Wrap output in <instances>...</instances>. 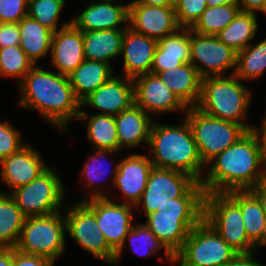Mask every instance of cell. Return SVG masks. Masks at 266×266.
<instances>
[{
    "label": "cell",
    "instance_id": "1",
    "mask_svg": "<svg viewBox=\"0 0 266 266\" xmlns=\"http://www.w3.org/2000/svg\"><path fill=\"white\" fill-rule=\"evenodd\" d=\"M205 167L208 172L200 181L205 193L250 190L265 181L266 152L258 132L248 131Z\"/></svg>",
    "mask_w": 266,
    "mask_h": 266
},
{
    "label": "cell",
    "instance_id": "2",
    "mask_svg": "<svg viewBox=\"0 0 266 266\" xmlns=\"http://www.w3.org/2000/svg\"><path fill=\"white\" fill-rule=\"evenodd\" d=\"M17 106L39 112L49 124L66 131L78 118L81 102L75 96L69 77L34 66L18 84Z\"/></svg>",
    "mask_w": 266,
    "mask_h": 266
},
{
    "label": "cell",
    "instance_id": "3",
    "mask_svg": "<svg viewBox=\"0 0 266 266\" xmlns=\"http://www.w3.org/2000/svg\"><path fill=\"white\" fill-rule=\"evenodd\" d=\"M149 153L156 168L184 172L198 182L204 177L206 169L201 161L191 127L184 117L178 125L160 124L154 120L149 137Z\"/></svg>",
    "mask_w": 266,
    "mask_h": 266
},
{
    "label": "cell",
    "instance_id": "4",
    "mask_svg": "<svg viewBox=\"0 0 266 266\" xmlns=\"http://www.w3.org/2000/svg\"><path fill=\"white\" fill-rule=\"evenodd\" d=\"M240 80L235 74L203 78L200 99L195 107L209 116L240 124L247 131L255 129L256 126L244 123L252 90Z\"/></svg>",
    "mask_w": 266,
    "mask_h": 266
},
{
    "label": "cell",
    "instance_id": "5",
    "mask_svg": "<svg viewBox=\"0 0 266 266\" xmlns=\"http://www.w3.org/2000/svg\"><path fill=\"white\" fill-rule=\"evenodd\" d=\"M146 218L145 225L175 256L182 249L191 229L204 219V197L170 199L166 210L155 211Z\"/></svg>",
    "mask_w": 266,
    "mask_h": 266
},
{
    "label": "cell",
    "instance_id": "6",
    "mask_svg": "<svg viewBox=\"0 0 266 266\" xmlns=\"http://www.w3.org/2000/svg\"><path fill=\"white\" fill-rule=\"evenodd\" d=\"M179 197H205V192L200 182L189 174L153 167L146 189L134 207L137 211L143 207L142 212L147 216L155 211L163 212L170 199Z\"/></svg>",
    "mask_w": 266,
    "mask_h": 266
},
{
    "label": "cell",
    "instance_id": "7",
    "mask_svg": "<svg viewBox=\"0 0 266 266\" xmlns=\"http://www.w3.org/2000/svg\"><path fill=\"white\" fill-rule=\"evenodd\" d=\"M184 117L191 127L199 157L205 166L248 132L240 124L209 116L195 106L188 107Z\"/></svg>",
    "mask_w": 266,
    "mask_h": 266
},
{
    "label": "cell",
    "instance_id": "8",
    "mask_svg": "<svg viewBox=\"0 0 266 266\" xmlns=\"http://www.w3.org/2000/svg\"><path fill=\"white\" fill-rule=\"evenodd\" d=\"M65 233V215L61 211L27 217L15 248L23 253L47 257L55 263L65 251Z\"/></svg>",
    "mask_w": 266,
    "mask_h": 266
},
{
    "label": "cell",
    "instance_id": "9",
    "mask_svg": "<svg viewBox=\"0 0 266 266\" xmlns=\"http://www.w3.org/2000/svg\"><path fill=\"white\" fill-rule=\"evenodd\" d=\"M204 220L238 253L256 252L247 238L240 207L226 193H205Z\"/></svg>",
    "mask_w": 266,
    "mask_h": 266
},
{
    "label": "cell",
    "instance_id": "10",
    "mask_svg": "<svg viewBox=\"0 0 266 266\" xmlns=\"http://www.w3.org/2000/svg\"><path fill=\"white\" fill-rule=\"evenodd\" d=\"M57 172L48 166L30 183L9 193L26 217L46 216L61 211L66 190Z\"/></svg>",
    "mask_w": 266,
    "mask_h": 266
},
{
    "label": "cell",
    "instance_id": "11",
    "mask_svg": "<svg viewBox=\"0 0 266 266\" xmlns=\"http://www.w3.org/2000/svg\"><path fill=\"white\" fill-rule=\"evenodd\" d=\"M237 253L203 219L174 256V266H225Z\"/></svg>",
    "mask_w": 266,
    "mask_h": 266
},
{
    "label": "cell",
    "instance_id": "12",
    "mask_svg": "<svg viewBox=\"0 0 266 266\" xmlns=\"http://www.w3.org/2000/svg\"><path fill=\"white\" fill-rule=\"evenodd\" d=\"M67 207H63L67 211L64 213L66 233L92 256L114 264L116 252L108 245L99 229L95 213L83 201L71 202Z\"/></svg>",
    "mask_w": 266,
    "mask_h": 266
},
{
    "label": "cell",
    "instance_id": "13",
    "mask_svg": "<svg viewBox=\"0 0 266 266\" xmlns=\"http://www.w3.org/2000/svg\"><path fill=\"white\" fill-rule=\"evenodd\" d=\"M191 60L200 77L224 75L237 67V52L222 43L217 36L201 35L190 28ZM225 71V72H224Z\"/></svg>",
    "mask_w": 266,
    "mask_h": 266
},
{
    "label": "cell",
    "instance_id": "14",
    "mask_svg": "<svg viewBox=\"0 0 266 266\" xmlns=\"http://www.w3.org/2000/svg\"><path fill=\"white\" fill-rule=\"evenodd\" d=\"M94 213L97 225L108 245L117 252L125 243L133 227L134 205L116 203L109 198H93L83 201Z\"/></svg>",
    "mask_w": 266,
    "mask_h": 266
},
{
    "label": "cell",
    "instance_id": "15",
    "mask_svg": "<svg viewBox=\"0 0 266 266\" xmlns=\"http://www.w3.org/2000/svg\"><path fill=\"white\" fill-rule=\"evenodd\" d=\"M134 104L146 113H186L187 106L155 74L148 73L133 79Z\"/></svg>",
    "mask_w": 266,
    "mask_h": 266
},
{
    "label": "cell",
    "instance_id": "16",
    "mask_svg": "<svg viewBox=\"0 0 266 266\" xmlns=\"http://www.w3.org/2000/svg\"><path fill=\"white\" fill-rule=\"evenodd\" d=\"M134 104L133 79L121 74H114L81 102L83 106H91L101 110L100 114L116 116L120 112L129 109Z\"/></svg>",
    "mask_w": 266,
    "mask_h": 266
},
{
    "label": "cell",
    "instance_id": "17",
    "mask_svg": "<svg viewBox=\"0 0 266 266\" xmlns=\"http://www.w3.org/2000/svg\"><path fill=\"white\" fill-rule=\"evenodd\" d=\"M128 26L134 31L156 39L175 33L177 23L174 6H147L135 4L129 10Z\"/></svg>",
    "mask_w": 266,
    "mask_h": 266
},
{
    "label": "cell",
    "instance_id": "18",
    "mask_svg": "<svg viewBox=\"0 0 266 266\" xmlns=\"http://www.w3.org/2000/svg\"><path fill=\"white\" fill-rule=\"evenodd\" d=\"M150 158L145 154H130L118 163V172L113 187L122 192L121 203L136 205L146 189L153 168Z\"/></svg>",
    "mask_w": 266,
    "mask_h": 266
},
{
    "label": "cell",
    "instance_id": "19",
    "mask_svg": "<svg viewBox=\"0 0 266 266\" xmlns=\"http://www.w3.org/2000/svg\"><path fill=\"white\" fill-rule=\"evenodd\" d=\"M50 52L56 72L68 76L85 60L83 32L72 21L64 22L53 33Z\"/></svg>",
    "mask_w": 266,
    "mask_h": 266
},
{
    "label": "cell",
    "instance_id": "20",
    "mask_svg": "<svg viewBox=\"0 0 266 266\" xmlns=\"http://www.w3.org/2000/svg\"><path fill=\"white\" fill-rule=\"evenodd\" d=\"M38 150L26 144L16 153L0 162V176L2 181L12 189L24 186L37 178L48 164H45Z\"/></svg>",
    "mask_w": 266,
    "mask_h": 266
},
{
    "label": "cell",
    "instance_id": "21",
    "mask_svg": "<svg viewBox=\"0 0 266 266\" xmlns=\"http://www.w3.org/2000/svg\"><path fill=\"white\" fill-rule=\"evenodd\" d=\"M158 41L131 29H125L122 40L121 56H123L125 77L134 79L151 72L153 57Z\"/></svg>",
    "mask_w": 266,
    "mask_h": 266
},
{
    "label": "cell",
    "instance_id": "22",
    "mask_svg": "<svg viewBox=\"0 0 266 266\" xmlns=\"http://www.w3.org/2000/svg\"><path fill=\"white\" fill-rule=\"evenodd\" d=\"M114 4L103 0H95L71 20L72 24L82 32L126 29L129 11L122 5ZM121 24H124L125 27Z\"/></svg>",
    "mask_w": 266,
    "mask_h": 266
},
{
    "label": "cell",
    "instance_id": "23",
    "mask_svg": "<svg viewBox=\"0 0 266 266\" xmlns=\"http://www.w3.org/2000/svg\"><path fill=\"white\" fill-rule=\"evenodd\" d=\"M190 28H179L175 33L158 40L153 57L152 74L172 70L184 63H190Z\"/></svg>",
    "mask_w": 266,
    "mask_h": 266
},
{
    "label": "cell",
    "instance_id": "24",
    "mask_svg": "<svg viewBox=\"0 0 266 266\" xmlns=\"http://www.w3.org/2000/svg\"><path fill=\"white\" fill-rule=\"evenodd\" d=\"M119 152L123 148H133L149 143L150 131L155 118L133 104L129 109L114 116Z\"/></svg>",
    "mask_w": 266,
    "mask_h": 266
},
{
    "label": "cell",
    "instance_id": "25",
    "mask_svg": "<svg viewBox=\"0 0 266 266\" xmlns=\"http://www.w3.org/2000/svg\"><path fill=\"white\" fill-rule=\"evenodd\" d=\"M241 209L248 240L255 246L266 245V217L257 197L250 190L226 193Z\"/></svg>",
    "mask_w": 266,
    "mask_h": 266
},
{
    "label": "cell",
    "instance_id": "26",
    "mask_svg": "<svg viewBox=\"0 0 266 266\" xmlns=\"http://www.w3.org/2000/svg\"><path fill=\"white\" fill-rule=\"evenodd\" d=\"M156 75L187 107H194L198 104L202 78L191 63H184L177 68L159 72Z\"/></svg>",
    "mask_w": 266,
    "mask_h": 266
},
{
    "label": "cell",
    "instance_id": "27",
    "mask_svg": "<svg viewBox=\"0 0 266 266\" xmlns=\"http://www.w3.org/2000/svg\"><path fill=\"white\" fill-rule=\"evenodd\" d=\"M111 64L95 60H84L68 75L77 99L82 102L113 76Z\"/></svg>",
    "mask_w": 266,
    "mask_h": 266
},
{
    "label": "cell",
    "instance_id": "28",
    "mask_svg": "<svg viewBox=\"0 0 266 266\" xmlns=\"http://www.w3.org/2000/svg\"><path fill=\"white\" fill-rule=\"evenodd\" d=\"M125 29L83 32L84 58L111 64L121 54Z\"/></svg>",
    "mask_w": 266,
    "mask_h": 266
},
{
    "label": "cell",
    "instance_id": "29",
    "mask_svg": "<svg viewBox=\"0 0 266 266\" xmlns=\"http://www.w3.org/2000/svg\"><path fill=\"white\" fill-rule=\"evenodd\" d=\"M20 48L36 65L51 50L53 31L25 16L19 21Z\"/></svg>",
    "mask_w": 266,
    "mask_h": 266
},
{
    "label": "cell",
    "instance_id": "30",
    "mask_svg": "<svg viewBox=\"0 0 266 266\" xmlns=\"http://www.w3.org/2000/svg\"><path fill=\"white\" fill-rule=\"evenodd\" d=\"M119 151H112V150H104V149H95V152L90 155L91 157L88 159V161H86V163L84 164V167H82V171L80 178L84 177V188H89L90 189V195L87 192V197L83 200H80V202L82 201H86L89 199H93V198H109V195L107 194V191L100 189L99 182L105 181V179L103 180V178L107 176H109V178H111V182L110 184L113 186L114 184V180H115V176L118 172V164L114 165V169L110 170L112 172H109V170L106 168V165L104 166V162H103V158L105 160L109 159L112 155L111 154H117ZM108 156V157H107ZM110 156V157H109ZM106 168L105 170L103 169ZM112 175V176H110ZM98 181V182H97ZM97 182V183H96ZM98 184V186H97Z\"/></svg>",
    "mask_w": 266,
    "mask_h": 266
},
{
    "label": "cell",
    "instance_id": "31",
    "mask_svg": "<svg viewBox=\"0 0 266 266\" xmlns=\"http://www.w3.org/2000/svg\"><path fill=\"white\" fill-rule=\"evenodd\" d=\"M26 216L13 197L0 191V248H15Z\"/></svg>",
    "mask_w": 266,
    "mask_h": 266
},
{
    "label": "cell",
    "instance_id": "32",
    "mask_svg": "<svg viewBox=\"0 0 266 266\" xmlns=\"http://www.w3.org/2000/svg\"><path fill=\"white\" fill-rule=\"evenodd\" d=\"M256 13L239 11L233 21L216 36L237 53L247 48L255 39L258 30Z\"/></svg>",
    "mask_w": 266,
    "mask_h": 266
},
{
    "label": "cell",
    "instance_id": "33",
    "mask_svg": "<svg viewBox=\"0 0 266 266\" xmlns=\"http://www.w3.org/2000/svg\"><path fill=\"white\" fill-rule=\"evenodd\" d=\"M88 141L92 143L94 149H104L119 151L117 129L114 116L106 114L90 115L80 111L77 120H87Z\"/></svg>",
    "mask_w": 266,
    "mask_h": 266
},
{
    "label": "cell",
    "instance_id": "34",
    "mask_svg": "<svg viewBox=\"0 0 266 266\" xmlns=\"http://www.w3.org/2000/svg\"><path fill=\"white\" fill-rule=\"evenodd\" d=\"M129 240L130 247L134 249V252L140 256H151L158 253L160 250H164L166 259L174 266V256L165 248V246L156 238L154 233L145 224H133L132 229L125 238L124 245L116 252L113 265H120V258L126 245V241Z\"/></svg>",
    "mask_w": 266,
    "mask_h": 266
},
{
    "label": "cell",
    "instance_id": "35",
    "mask_svg": "<svg viewBox=\"0 0 266 266\" xmlns=\"http://www.w3.org/2000/svg\"><path fill=\"white\" fill-rule=\"evenodd\" d=\"M266 69V39L259 43L252 42L247 48L237 53L235 75L241 81L259 79Z\"/></svg>",
    "mask_w": 266,
    "mask_h": 266
},
{
    "label": "cell",
    "instance_id": "36",
    "mask_svg": "<svg viewBox=\"0 0 266 266\" xmlns=\"http://www.w3.org/2000/svg\"><path fill=\"white\" fill-rule=\"evenodd\" d=\"M239 11L237 3L207 7L191 30L201 35L216 36L233 21Z\"/></svg>",
    "mask_w": 266,
    "mask_h": 266
},
{
    "label": "cell",
    "instance_id": "37",
    "mask_svg": "<svg viewBox=\"0 0 266 266\" xmlns=\"http://www.w3.org/2000/svg\"><path fill=\"white\" fill-rule=\"evenodd\" d=\"M34 66L20 45L0 49V76L16 77L19 84Z\"/></svg>",
    "mask_w": 266,
    "mask_h": 266
},
{
    "label": "cell",
    "instance_id": "38",
    "mask_svg": "<svg viewBox=\"0 0 266 266\" xmlns=\"http://www.w3.org/2000/svg\"><path fill=\"white\" fill-rule=\"evenodd\" d=\"M64 6L65 0H28L27 16L56 32Z\"/></svg>",
    "mask_w": 266,
    "mask_h": 266
},
{
    "label": "cell",
    "instance_id": "39",
    "mask_svg": "<svg viewBox=\"0 0 266 266\" xmlns=\"http://www.w3.org/2000/svg\"><path fill=\"white\" fill-rule=\"evenodd\" d=\"M207 0H180L175 15L180 28H192L207 8Z\"/></svg>",
    "mask_w": 266,
    "mask_h": 266
},
{
    "label": "cell",
    "instance_id": "40",
    "mask_svg": "<svg viewBox=\"0 0 266 266\" xmlns=\"http://www.w3.org/2000/svg\"><path fill=\"white\" fill-rule=\"evenodd\" d=\"M21 136V131L9 121L0 122V162L26 145Z\"/></svg>",
    "mask_w": 266,
    "mask_h": 266
},
{
    "label": "cell",
    "instance_id": "41",
    "mask_svg": "<svg viewBox=\"0 0 266 266\" xmlns=\"http://www.w3.org/2000/svg\"><path fill=\"white\" fill-rule=\"evenodd\" d=\"M28 0H0V23H19L27 16Z\"/></svg>",
    "mask_w": 266,
    "mask_h": 266
},
{
    "label": "cell",
    "instance_id": "42",
    "mask_svg": "<svg viewBox=\"0 0 266 266\" xmlns=\"http://www.w3.org/2000/svg\"><path fill=\"white\" fill-rule=\"evenodd\" d=\"M20 45L18 23H0V49Z\"/></svg>",
    "mask_w": 266,
    "mask_h": 266
},
{
    "label": "cell",
    "instance_id": "43",
    "mask_svg": "<svg viewBox=\"0 0 266 266\" xmlns=\"http://www.w3.org/2000/svg\"><path fill=\"white\" fill-rule=\"evenodd\" d=\"M13 266H54V262L47 257L23 253L13 248Z\"/></svg>",
    "mask_w": 266,
    "mask_h": 266
},
{
    "label": "cell",
    "instance_id": "44",
    "mask_svg": "<svg viewBox=\"0 0 266 266\" xmlns=\"http://www.w3.org/2000/svg\"><path fill=\"white\" fill-rule=\"evenodd\" d=\"M254 257V252L237 253L225 266H265Z\"/></svg>",
    "mask_w": 266,
    "mask_h": 266
},
{
    "label": "cell",
    "instance_id": "45",
    "mask_svg": "<svg viewBox=\"0 0 266 266\" xmlns=\"http://www.w3.org/2000/svg\"><path fill=\"white\" fill-rule=\"evenodd\" d=\"M237 4L240 11L257 13L262 11L264 0H237Z\"/></svg>",
    "mask_w": 266,
    "mask_h": 266
},
{
    "label": "cell",
    "instance_id": "46",
    "mask_svg": "<svg viewBox=\"0 0 266 266\" xmlns=\"http://www.w3.org/2000/svg\"><path fill=\"white\" fill-rule=\"evenodd\" d=\"M250 191L257 197L266 217V180L250 189Z\"/></svg>",
    "mask_w": 266,
    "mask_h": 266
},
{
    "label": "cell",
    "instance_id": "47",
    "mask_svg": "<svg viewBox=\"0 0 266 266\" xmlns=\"http://www.w3.org/2000/svg\"><path fill=\"white\" fill-rule=\"evenodd\" d=\"M0 266H13V248H0Z\"/></svg>",
    "mask_w": 266,
    "mask_h": 266
},
{
    "label": "cell",
    "instance_id": "48",
    "mask_svg": "<svg viewBox=\"0 0 266 266\" xmlns=\"http://www.w3.org/2000/svg\"><path fill=\"white\" fill-rule=\"evenodd\" d=\"M264 118V119H263ZM262 118V125H261V129L258 128V126L255 127V130L258 132L262 145L264 146L265 152H266V114L265 116Z\"/></svg>",
    "mask_w": 266,
    "mask_h": 266
},
{
    "label": "cell",
    "instance_id": "49",
    "mask_svg": "<svg viewBox=\"0 0 266 266\" xmlns=\"http://www.w3.org/2000/svg\"><path fill=\"white\" fill-rule=\"evenodd\" d=\"M135 4L147 5V6H170L168 0H136Z\"/></svg>",
    "mask_w": 266,
    "mask_h": 266
},
{
    "label": "cell",
    "instance_id": "50",
    "mask_svg": "<svg viewBox=\"0 0 266 266\" xmlns=\"http://www.w3.org/2000/svg\"><path fill=\"white\" fill-rule=\"evenodd\" d=\"M207 7H214V6H220L225 5L228 3H237V0H207Z\"/></svg>",
    "mask_w": 266,
    "mask_h": 266
},
{
    "label": "cell",
    "instance_id": "51",
    "mask_svg": "<svg viewBox=\"0 0 266 266\" xmlns=\"http://www.w3.org/2000/svg\"><path fill=\"white\" fill-rule=\"evenodd\" d=\"M103 1L111 2V3H115V2L118 1V5L124 6L128 11L131 9V7H133L135 5V2H136V0H133V1L129 2V3H127V4H124V3L121 4V3H119V1H121V0H103Z\"/></svg>",
    "mask_w": 266,
    "mask_h": 266
},
{
    "label": "cell",
    "instance_id": "52",
    "mask_svg": "<svg viewBox=\"0 0 266 266\" xmlns=\"http://www.w3.org/2000/svg\"><path fill=\"white\" fill-rule=\"evenodd\" d=\"M180 0H168L169 4L174 6L179 2Z\"/></svg>",
    "mask_w": 266,
    "mask_h": 266
},
{
    "label": "cell",
    "instance_id": "53",
    "mask_svg": "<svg viewBox=\"0 0 266 266\" xmlns=\"http://www.w3.org/2000/svg\"><path fill=\"white\" fill-rule=\"evenodd\" d=\"M261 12H264V14H266V0H264V5Z\"/></svg>",
    "mask_w": 266,
    "mask_h": 266
}]
</instances>
